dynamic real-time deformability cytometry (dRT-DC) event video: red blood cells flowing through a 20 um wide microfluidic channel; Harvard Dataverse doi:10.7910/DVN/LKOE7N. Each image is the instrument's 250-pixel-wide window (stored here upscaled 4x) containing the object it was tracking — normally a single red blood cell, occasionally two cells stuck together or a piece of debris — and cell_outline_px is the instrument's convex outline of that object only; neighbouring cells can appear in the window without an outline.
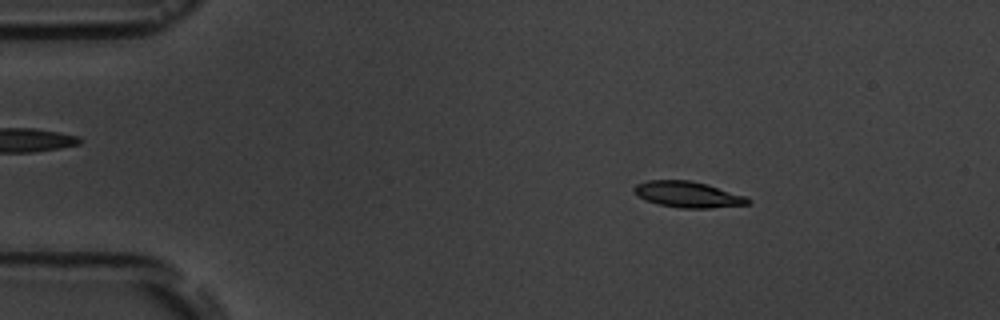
{"species": "common noctule bat (a hibernating species)", "species_latin": "Nyctalus noctula", "temperature_condition": "room temperature", "stored_images_in_passage": 5, "camera_frame_rate_fps": 3000, "um_per_image_px": 0.085, "animal": {"sex": "male", "body_mass_g": 19.5, "forearm_length_mm": 54.6}, "frame": {"image": 1, "passage_image": 3, "time_ms": 2.333, "image_size_px": [1000, 320], "cell_outline_px": [[752, 200], [748, 204], [712, 208], [680, 208], [660, 204], [644, 200], [632, 192], [632, 188], [636, 184], [648, 180], [688, 180], [704, 184], [744, 196]], "centroid_in_image_um": [58.39, 16.53], "position_along_channel_um": 26.6, "area_um2": 17.05}}
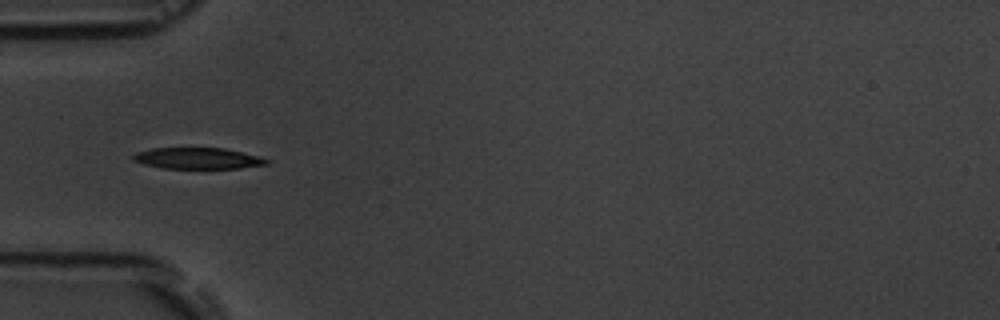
{"frame": {"image": 2, "passage_image": 5, "time_ms": 5.333, "image_size_px": [1000, 320], "cell_outline_px": [[268, 164], [240, 168], [164, 168], [144, 164], [132, 160], [132, 156], [136, 152], [152, 148], [224, 148], [260, 156], [268, 160]], "centroid_in_image_um": [16.8, 13.45], "position_along_channel_um": 68.2, "area_um2": 16.42}}